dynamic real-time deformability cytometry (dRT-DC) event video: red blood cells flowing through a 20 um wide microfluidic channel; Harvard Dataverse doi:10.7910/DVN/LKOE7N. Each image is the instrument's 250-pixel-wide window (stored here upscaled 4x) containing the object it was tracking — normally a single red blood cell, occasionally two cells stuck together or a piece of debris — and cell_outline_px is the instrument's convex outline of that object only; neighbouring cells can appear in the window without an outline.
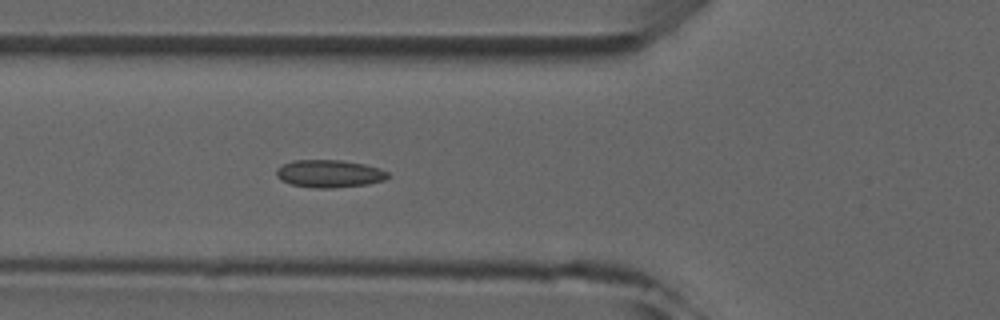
{"species": "common noctule bat (a hibernating species)", "species_latin": "Nyctalus noctula", "temperature_condition": "room temperature", "stored_images_in_passage": 5, "camera_frame_rate_fps": 3000, "um_per_image_px": 0.085, "animal": {"sex": "male", "forearm_length_mm": 52.5}, "frame": {"image": 1, "passage_image": 5, "time_ms": 4.333, "image_size_px": [1000, 320], "cell_outline_px": [[388, 176], [384, 180], [368, 184], [332, 188], [316, 188], [292, 184], [280, 180], [276, 176], [276, 168], [292, 160], [340, 160], [364, 164], [380, 168], [388, 172]], "centroid_in_image_um": [27.97, 14.76], "position_along_channel_um": 97.8, "area_um2": 17.92}}